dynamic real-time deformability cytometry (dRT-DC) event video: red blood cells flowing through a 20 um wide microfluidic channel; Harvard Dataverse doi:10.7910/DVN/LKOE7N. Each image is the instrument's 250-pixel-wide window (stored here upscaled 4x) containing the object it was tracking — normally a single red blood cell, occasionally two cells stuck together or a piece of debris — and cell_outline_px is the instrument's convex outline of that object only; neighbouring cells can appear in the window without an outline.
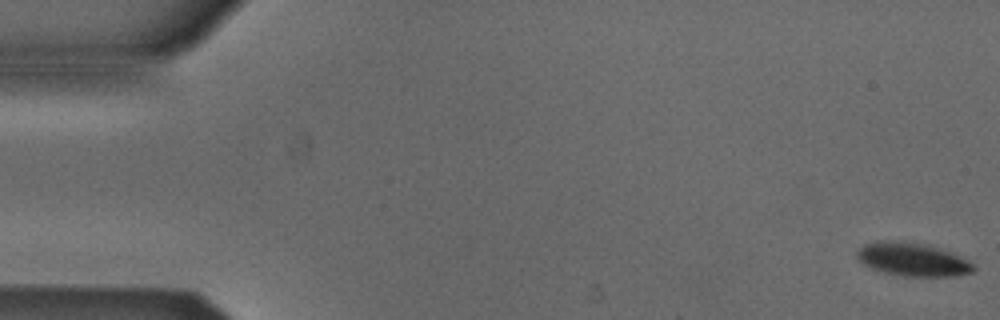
{"species": "Egyptian fruit bat (a non-hibernating species)", "species_latin": "Rousettus aegyptiacus", "temperature_condition": "cold", "stored_images_in_passage": 15, "camera_frame_rate_fps": 3000, "um_per_image_px": 0.085, "animal": {"sex": "male"}, "frame": {"image": 1, "passage_image": 1, "time_ms": 0.0, "image_size_px": [1000, 320], "cell_outline_px": [[976, 268], [972, 272], [956, 276], [904, 276], [884, 272], [872, 268], [864, 264], [856, 256], [856, 252], [864, 244], [876, 240], [888, 240], [928, 244], [968, 260]], "centroid_in_image_um": [77.54, 22.04], "position_along_channel_um": 7.5, "area_um2": 22.43}}